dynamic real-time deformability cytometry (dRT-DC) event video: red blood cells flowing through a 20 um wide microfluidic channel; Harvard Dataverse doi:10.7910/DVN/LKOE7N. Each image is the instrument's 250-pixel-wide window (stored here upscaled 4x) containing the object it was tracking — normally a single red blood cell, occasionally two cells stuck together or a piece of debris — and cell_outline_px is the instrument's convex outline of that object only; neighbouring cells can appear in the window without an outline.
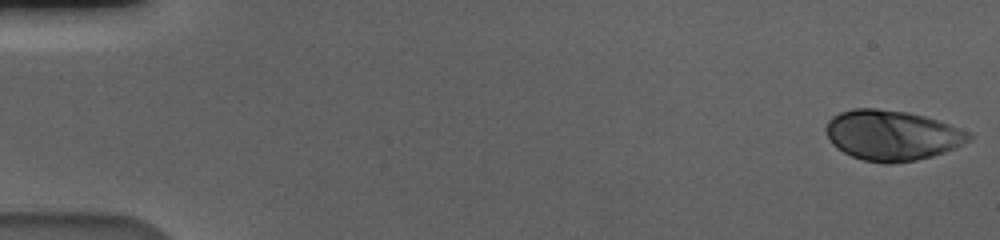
{"species": "human", "species_latin": "Homo sapiens", "temperature_condition": "cold", "stored_images_in_passage": 57, "camera_frame_rate_fps": 3000, "um_per_image_px": 0.085, "donor": {"sex": "male"}, "frame": {"image": 1, "passage_image": 1, "time_ms": 0.0, "image_size_px": [1000, 240], "cell_outline_px": [[972, 140], [956, 148], [932, 156], [916, 160], [888, 164], [884, 164], [864, 160], [852, 156], [836, 148], [832, 144], [824, 128], [828, 120], [832, 116], [840, 112], [852, 108], [876, 108], [908, 112], [924, 116], [972, 132]], "centroid_in_image_um": [75.82, 11.5], "position_along_channel_um": 9.2, "area_um2": 42.08}}
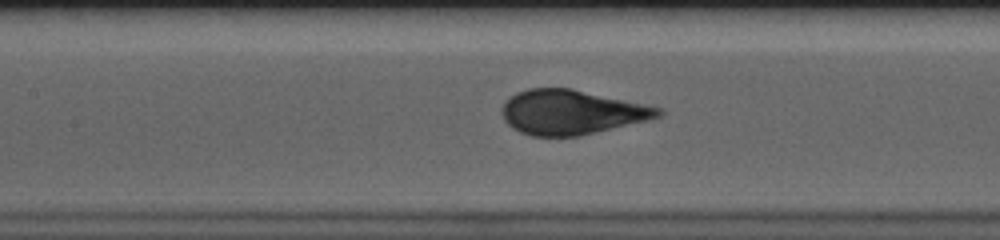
{"frame": {"image": 2, "passage_image": 27, "time_ms": 8.667, "image_size_px": [1000, 240], "cell_outline_px": [[664, 116], [648, 120], [580, 136], [532, 136], [520, 132], [512, 128], [504, 120], [500, 112], [504, 104], [512, 96], [528, 88], [572, 88], [664, 108]], "centroid_in_image_um": [48.62, 9.54], "position_along_channel_um": 158.8, "area_um2": 40.69}}
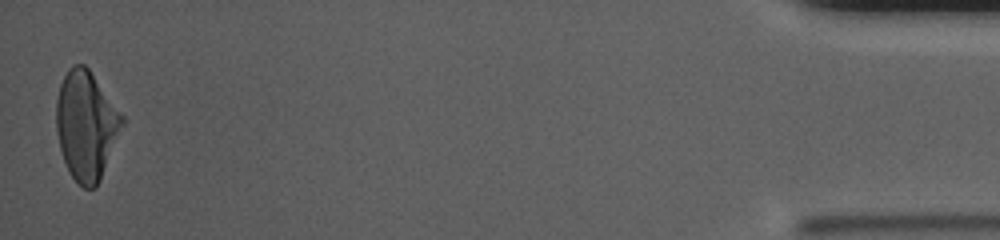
{"frame": {"image": 3, "passage_image": 57, "time_ms": 18.667, "image_size_px": [1000, 240], "cell_outline_px": [[124, 124], [100, 180], [92, 188], [84, 188], [72, 176], [64, 160], [60, 148], [56, 132], [56, 100], [60, 84], [68, 68], [72, 64], [84, 64], [88, 68], [124, 116]], "centroid_in_image_um": [7.32, 10.62], "position_along_channel_um": 427.9, "area_um2": 41.5}, "authors_computed_cell_mechanics": {"area_um2": 41.2692, "velocity_mm_per_s": 3.5773, "shape_relaxation_time_tau1_ms": 3.9341, "shape_relaxation_time_tau2_ms": null, "deformation_change_tau1": 0.1912, "deformation_change_tau2": null}}